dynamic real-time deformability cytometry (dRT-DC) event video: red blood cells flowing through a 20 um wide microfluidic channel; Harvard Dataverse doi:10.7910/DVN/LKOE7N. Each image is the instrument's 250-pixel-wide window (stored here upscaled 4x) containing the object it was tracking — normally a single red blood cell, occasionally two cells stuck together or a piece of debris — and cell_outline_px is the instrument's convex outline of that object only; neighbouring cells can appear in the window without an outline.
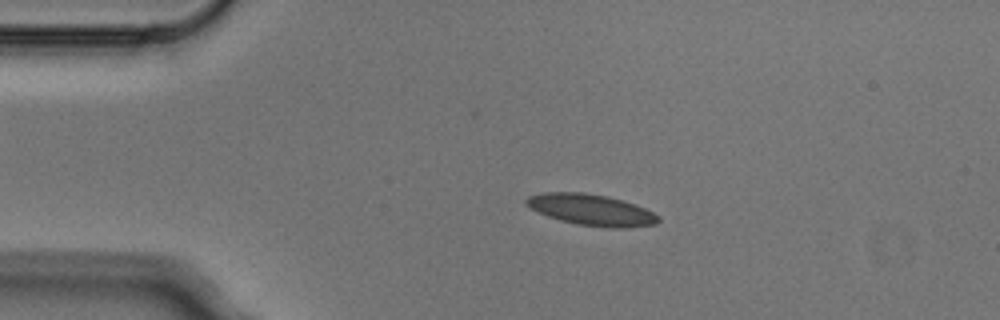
{"species": "Egyptian fruit bat (a non-hibernating species)", "species_latin": "Rousettus aegyptiacus", "temperature_condition": "cold", "stored_images_in_passage": 4, "camera_frame_rate_fps": 3000, "um_per_image_px": 0.085, "animal": {"sex": "male"}, "frame": {"image": 1, "passage_image": 3, "time_ms": 0.667, "image_size_px": [1000, 320], "cell_outline_px": [[660, 220], [656, 224], [624, 228], [612, 228], [580, 224], [560, 220], [548, 216], [524, 204], [524, 200], [528, 196], [544, 192], [584, 192], [604, 196], [636, 204], [660, 216]], "centroid_in_image_um": [50.26, 17.83], "position_along_channel_um": 34.7, "area_um2": 23.76}}